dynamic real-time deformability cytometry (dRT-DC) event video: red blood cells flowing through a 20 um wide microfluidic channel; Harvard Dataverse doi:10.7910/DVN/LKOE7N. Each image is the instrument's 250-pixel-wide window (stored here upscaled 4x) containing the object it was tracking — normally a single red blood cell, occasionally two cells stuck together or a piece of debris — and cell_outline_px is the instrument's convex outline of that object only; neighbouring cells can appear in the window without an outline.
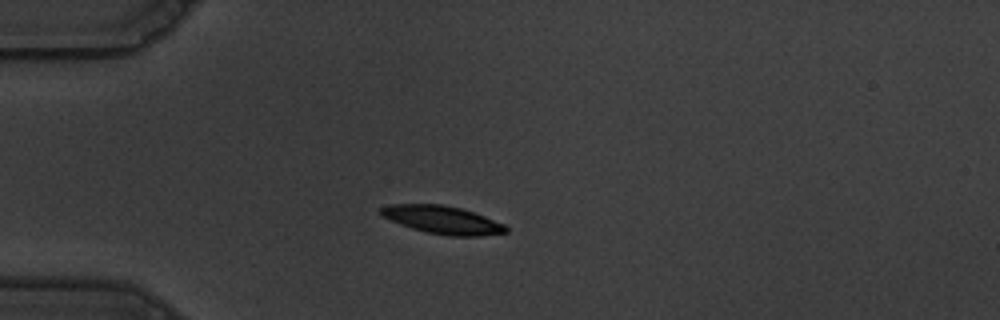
{"species": "common noctule bat (a hibernating species)", "species_latin": "Nyctalus noctula", "temperature_condition": "warm", "stored_images_in_passage": 42, "camera_frame_rate_fps": 3000, "um_per_image_px": 0.085, "animal": {"sex": "male", "body_mass_g": 19.5, "forearm_length_mm": 54.6}, "frame": {"image": 1, "passage_image": 1, "time_ms": 0.0, "image_size_px": [1000, 320], "cell_outline_px": [[508, 232], [480, 236], [448, 236], [428, 232], [412, 228], [400, 224], [380, 216], [376, 212], [376, 208], [388, 204], [444, 204], [460, 208], [484, 216], [504, 224], [508, 228]], "centroid_in_image_um": [37.53, 18.67], "position_along_channel_um": 47.5, "area_um2": 20.58}}
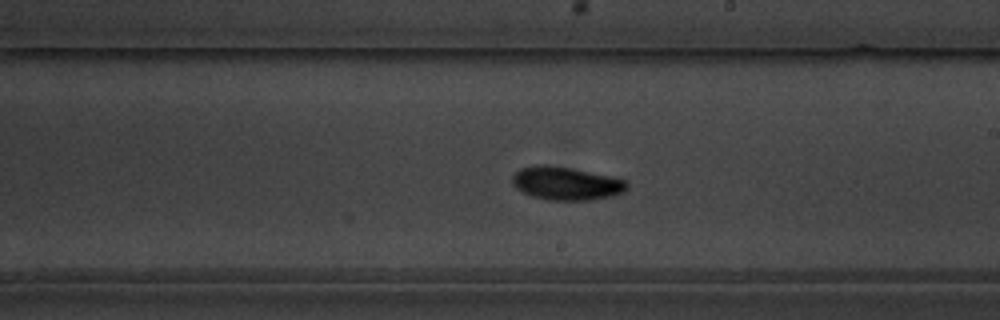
{"frame": {"image": 2, "passage_image": 19, "time_ms": 6.0, "image_size_px": [1000, 320], "cell_outline_px": [[628, 188], [624, 192], [612, 196], [588, 200], [548, 200], [532, 196], [516, 188], [512, 184], [512, 176], [520, 168], [536, 164], [548, 164], [572, 168], [608, 176], [624, 180], [628, 184]], "centroid_in_image_um": [48.09, 15.58], "position_along_channel_um": 240.9, "area_um2": 22.2}}
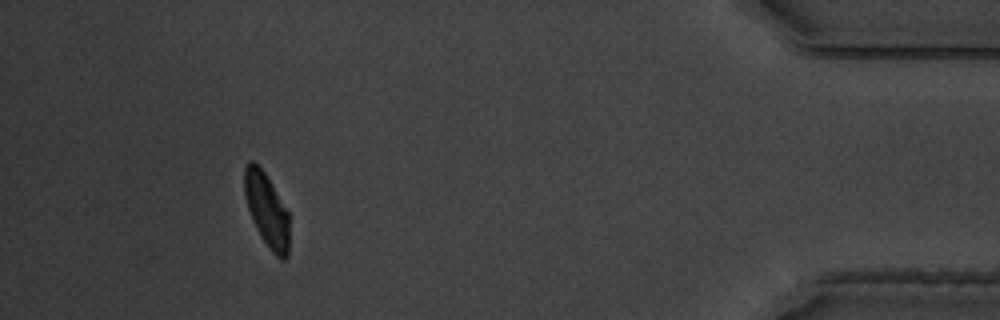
{"frame": {"image": 3, "passage_image": 38, "time_ms": 12.333, "image_size_px": [1000, 320], "cell_outline_px": [[288, 256], [284, 260], [280, 260], [268, 248], [260, 236], [252, 220], [244, 196], [244, 168], [248, 160], [252, 160], [264, 172], [288, 212]], "centroid_in_image_um": [22.65, 17.87], "position_along_channel_um": 412.6, "area_um2": 19.13}, "authors_computed_cell_mechanics": {"area_um2": 20.6924, "velocity_mm_per_s": 3.568, "shape_relaxation_time_tau1_ms": 2.423, "shape_relaxation_time_tau2_ms": 5.1708, "deformation_change_tau1": 0.1431, "deformation_change_tau2": 0.0796}}